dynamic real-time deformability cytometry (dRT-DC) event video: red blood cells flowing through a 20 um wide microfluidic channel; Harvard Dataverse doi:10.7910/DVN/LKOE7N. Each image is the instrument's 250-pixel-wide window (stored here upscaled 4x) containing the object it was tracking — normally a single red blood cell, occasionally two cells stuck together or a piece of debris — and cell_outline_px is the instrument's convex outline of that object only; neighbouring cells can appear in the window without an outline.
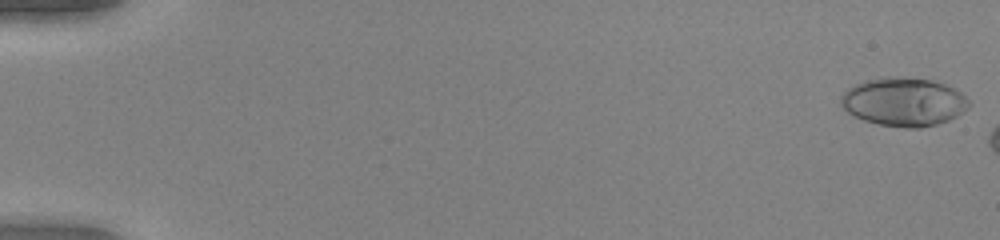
{"species": "human", "species_latin": "Homo sapiens", "temperature_condition": "warm", "stored_images_in_passage": 7, "camera_frame_rate_fps": 3000, "um_per_image_px": 0.085, "donor": {"sex": "female"}, "frame": {"image": 1, "passage_image": 1, "time_ms": 0.0, "image_size_px": [1000, 240], "cell_outline_px": [[972, 104], [964, 112], [948, 120], [936, 124], [920, 128], [908, 128], [880, 124], [864, 120], [852, 116], [840, 104], [840, 96], [848, 88], [856, 84], [868, 80], [884, 76], [896, 76], [932, 80], [956, 88]], "centroid_in_image_um": [76.82, 8.65], "position_along_channel_um": 8.2, "area_um2": 36.3}}